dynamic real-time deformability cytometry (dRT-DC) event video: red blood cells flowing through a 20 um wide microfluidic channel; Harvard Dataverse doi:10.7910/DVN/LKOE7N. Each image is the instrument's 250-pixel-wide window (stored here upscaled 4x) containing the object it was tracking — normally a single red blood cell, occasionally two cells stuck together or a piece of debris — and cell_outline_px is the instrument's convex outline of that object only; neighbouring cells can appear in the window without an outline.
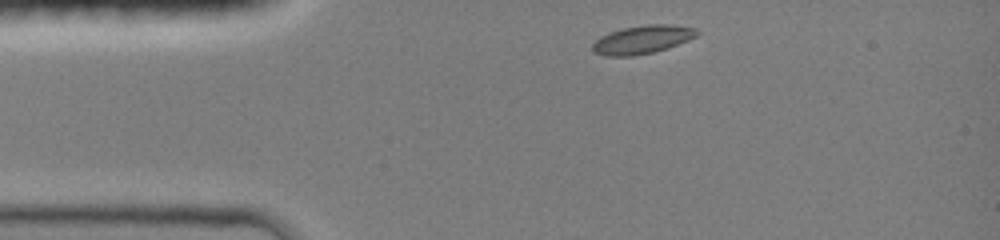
{"species": "common noctule bat (a hibernating species)", "species_latin": "Nyctalus noctula", "temperature_condition": "room temperature", "stored_images_in_passage": 33, "camera_frame_rate_fps": 3000, "um_per_image_px": 0.085, "animal": {"sex": "female", "body_mass_g": 19.0, "forearm_length_mm": 51.5}, "frame": {"image": 1, "passage_image": 1, "time_ms": 0.0, "image_size_px": [1000, 240], "cell_outline_px": [[700, 32], [696, 36], [688, 40], [668, 48], [652, 52], [632, 56], [604, 56], [596, 52], [592, 48], [592, 44], [600, 36], [608, 32], [624, 28], [648, 24], [668, 24], [696, 28]], "centroid_in_image_um": [54.6, 3.36], "position_along_channel_um": 30.4, "area_um2": 17.17}}
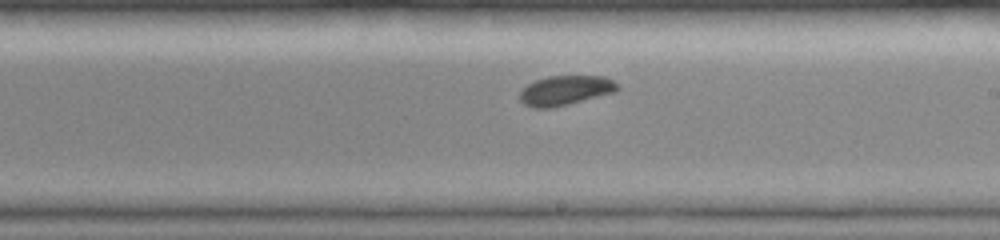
{"frame": {"image": 2, "passage_image": 19, "time_ms": 6.0, "image_size_px": [1000, 240], "cell_outline_px": [[620, 88], [616, 92], [552, 108], [532, 108], [524, 104], [520, 100], [520, 92], [528, 84], [536, 80], [548, 76], [604, 76], [612, 80]], "centroid_in_image_um": [48.05, 7.69], "position_along_channel_um": 240.9, "area_um2": 16.82}}
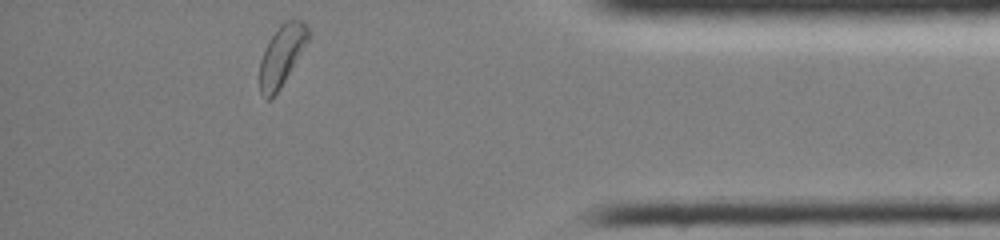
{"frame": {"image": 3, "passage_image": 33, "time_ms": 10.667, "image_size_px": [1000, 240], "cell_outline_px": [[308, 40], [280, 88], [268, 100], [264, 100], [260, 92], [260, 60], [264, 48], [280, 24], [288, 20], [304, 20], [308, 28]], "centroid_in_image_um": [23.92, 4.71], "position_along_channel_um": 411.3, "area_um2": 16.76}, "authors_computed_cell_mechanics": {"area_um2": 16.8198, "velocity_mm_per_s": 4.1455, "shape_relaxation_time_tau1_ms": 1.7524, "shape_relaxation_time_tau2_ms": null, "deformation_change_tau1": 0.0727, "deformation_change_tau2": null}}